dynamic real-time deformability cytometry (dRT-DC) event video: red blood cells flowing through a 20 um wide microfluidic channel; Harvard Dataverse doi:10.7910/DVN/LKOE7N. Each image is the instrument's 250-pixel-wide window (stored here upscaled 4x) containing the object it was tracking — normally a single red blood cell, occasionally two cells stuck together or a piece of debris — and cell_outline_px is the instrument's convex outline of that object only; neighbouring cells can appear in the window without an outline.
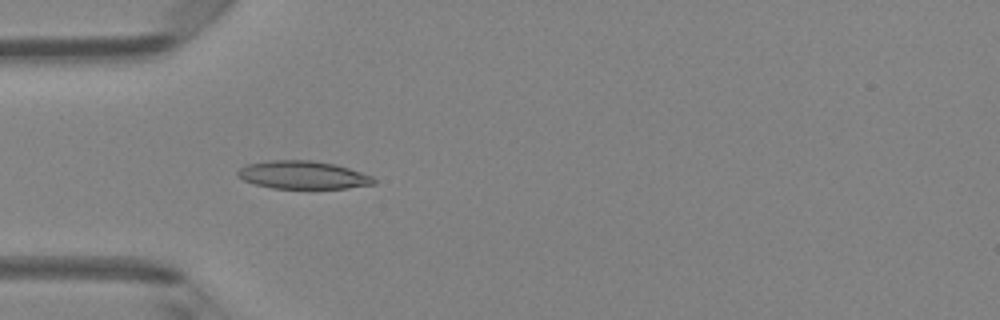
{"species": "Egyptian fruit bat (a non-hibernating species)", "species_latin": "Rousettus aegyptiacus", "temperature_condition": "room temperature", "stored_images_in_passage": 48, "camera_frame_rate_fps": 3000, "um_per_image_px": 0.085, "animal": {"sex": "female"}, "frame": {"image": 1, "passage_image": 15, "time_ms": 4.667, "image_size_px": [1000, 320], "cell_outline_px": [[376, 184], [348, 188], [272, 188], [256, 184], [244, 180], [236, 176], [236, 172], [240, 168], [248, 164], [268, 160], [312, 160], [336, 164], [372, 176], [376, 180]], "centroid_in_image_um": [25.75, 14.87], "position_along_channel_um": 59.2, "area_um2": 22.2}}
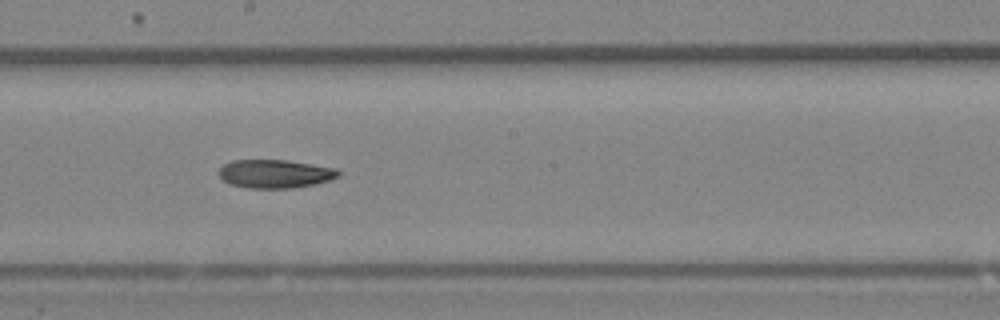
{"frame": {"image": 2, "passage_image": 27, "time_ms": 8.667, "image_size_px": [1000, 320], "cell_outline_px": [[340, 176], [332, 180], [316, 184], [292, 188], [248, 188], [228, 184], [220, 176], [220, 168], [224, 164], [232, 160], [284, 160], [336, 168], [340, 172]], "centroid_in_image_um": [23.4, 14.78], "position_along_channel_um": 224.8, "area_um2": 19.83}}
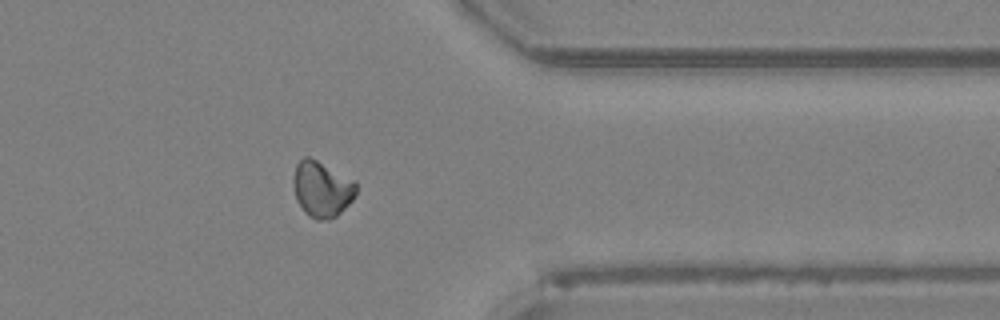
{"frame": {"image": 3, "passage_image": 39, "time_ms": 12.667, "image_size_px": [1000, 320], "cell_outline_px": [[356, 196], [336, 216], [328, 220], [316, 220], [308, 216], [304, 212], [296, 200], [292, 180], [296, 164], [304, 156], [308, 156], [356, 180]], "centroid_in_image_um": [27.35, 16.07], "position_along_channel_um": 384.1, "area_um2": 20.63}}